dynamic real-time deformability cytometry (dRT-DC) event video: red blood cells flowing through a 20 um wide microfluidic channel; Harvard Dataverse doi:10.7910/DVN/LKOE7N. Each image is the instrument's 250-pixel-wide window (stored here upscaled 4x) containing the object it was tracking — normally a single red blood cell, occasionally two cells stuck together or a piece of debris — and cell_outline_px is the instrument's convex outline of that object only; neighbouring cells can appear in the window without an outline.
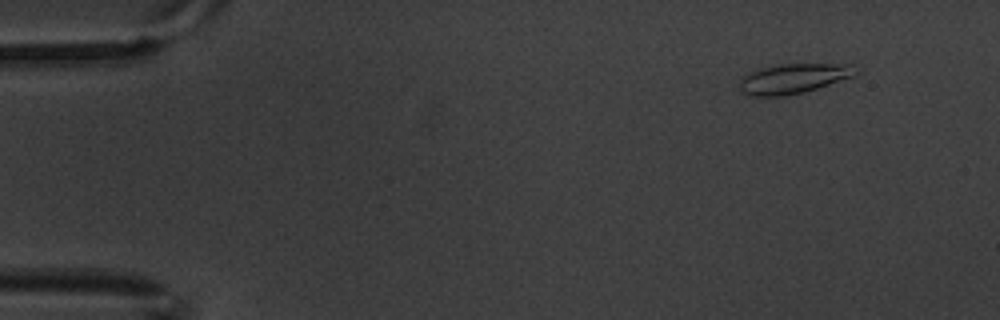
{"species": "common noctule bat (a hibernating species)", "species_latin": "Nyctalus noctula", "temperature_condition": "warm", "stored_images_in_passage": 7, "camera_frame_rate_fps": 3000, "um_per_image_px": 0.085, "animal": {"sex": "male", "body_mass_g": 20.1, "forearm_length_mm": 53.5}, "frame": {"image": 1, "passage_image": 2, "time_ms": 0.333, "image_size_px": [1000, 320], "cell_outline_px": [[860, 72], [852, 76], [804, 92], [780, 96], [748, 96], [740, 88], [740, 80], [744, 76], [756, 68], [780, 64], [852, 64], [860, 68]], "centroid_in_image_um": [67.45, 6.66], "position_along_channel_um": 17.6, "area_um2": 20.17}}
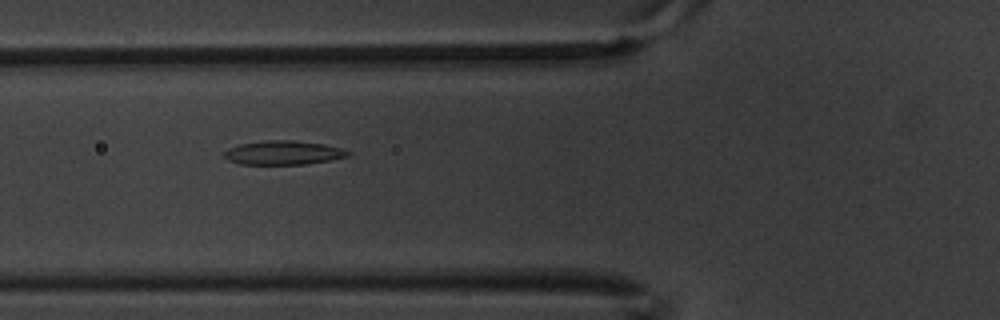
{"frame": {"image": 2, "passage_image": 6, "time_ms": 1.667, "image_size_px": [1000, 320], "cell_outline_px": [[352, 152], [348, 156], [328, 160], [304, 164], [240, 164], [228, 160], [224, 156], [224, 152], [228, 148], [240, 144], [268, 140], [292, 140], [324, 144], [340, 148]], "centroid_in_image_um": [24.06, 12.98], "position_along_channel_um": 101.7, "area_um2": 17.11}}
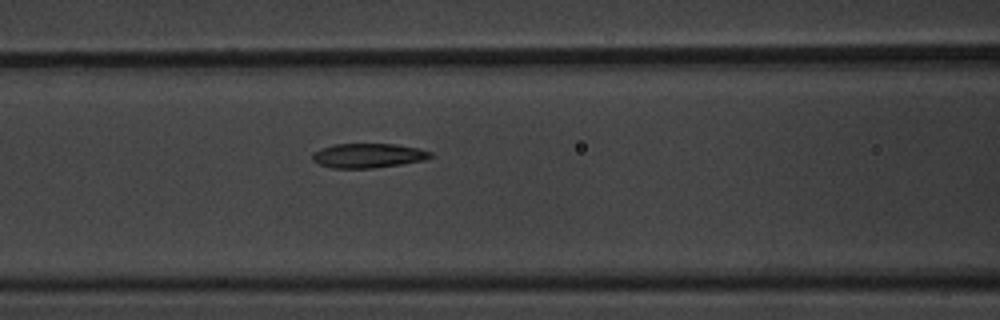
{"frame": {"image": 3, "passage_image": 7, "time_ms": 2.0, "image_size_px": [1000, 320], "cell_outline_px": [[436, 156], [424, 160], [400, 164], [372, 168], [332, 168], [320, 164], [312, 160], [312, 152], [332, 144], [396, 144], [420, 148], [432, 152]], "centroid_in_image_um": [31.32, 13.22], "position_along_channel_um": 135.3, "area_um2": 16.94}}